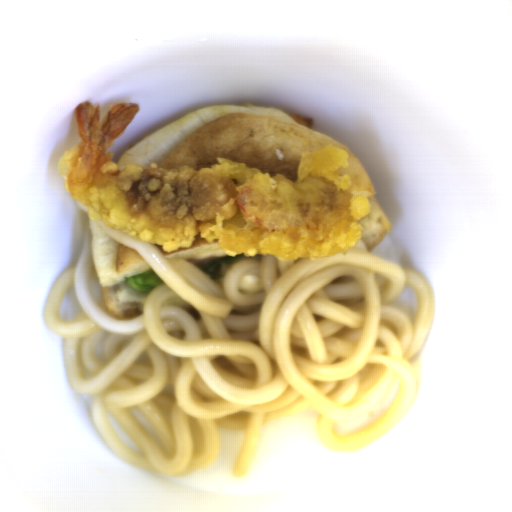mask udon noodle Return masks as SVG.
Returning a JSON list of instances; mask_svg holds the SVG:
<instances>
[{"mask_svg": "<svg viewBox=\"0 0 512 512\" xmlns=\"http://www.w3.org/2000/svg\"><path fill=\"white\" fill-rule=\"evenodd\" d=\"M162 281L143 312L115 319L93 297L97 274L90 226L74 266L45 301L46 329L62 339L69 384L90 397L96 431L128 464L180 477L212 465L221 429L245 431L232 474L250 470L263 425L313 407L327 448L353 451L390 432L410 411L418 380L412 363L433 324V291L423 274L357 246L322 258L271 254L233 262L216 280L194 263L169 259L103 223ZM74 286L80 310L57 318ZM416 295L413 322L394 300ZM381 419L349 435L348 423L382 401ZM115 416L139 448L108 419Z\"/></svg>", "mask_w": 512, "mask_h": 512, "instance_id": "1", "label": "udon noodle"}]
</instances>
